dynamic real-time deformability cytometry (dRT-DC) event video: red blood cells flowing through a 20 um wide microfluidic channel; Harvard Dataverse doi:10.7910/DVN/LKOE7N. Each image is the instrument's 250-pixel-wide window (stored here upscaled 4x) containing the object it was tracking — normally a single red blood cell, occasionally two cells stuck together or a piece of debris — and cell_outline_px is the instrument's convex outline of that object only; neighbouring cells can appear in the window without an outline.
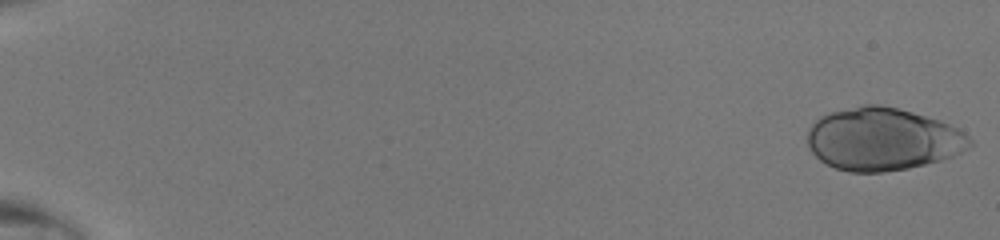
{"species": "human", "species_latin": "Homo sapiens", "temperature_condition": "room temperature", "stored_images_in_passage": 21, "camera_frame_rate_fps": 3000, "um_per_image_px": 0.085, "donor": {"sex": "male"}, "frame": {"image": 1, "passage_image": 1, "time_ms": 0.0, "image_size_px": [1000, 240], "cell_outline_px": [[972, 144], [968, 148], [952, 156], [940, 160], [908, 168], [884, 172], [848, 172], [836, 168], [820, 160], [812, 152], [808, 144], [808, 128], [820, 116], [828, 112], [860, 104], [880, 104], [912, 112], [940, 120], [964, 132], [972, 140]], "centroid_in_image_um": [75.0, 11.81], "position_along_channel_um": 10.0, "area_um2": 59.3}}
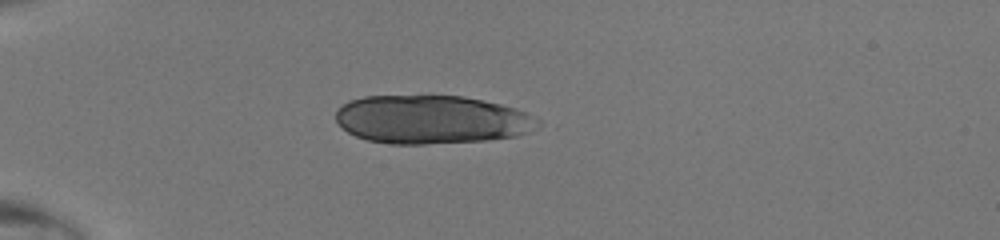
{"frame": {"image": 2, "passage_image": 15, "time_ms": 4.667, "image_size_px": [1000, 240], "cell_outline_px": [[540, 128], [516, 136], [488, 140], [424, 144], [388, 144], [368, 140], [356, 136], [348, 132], [336, 120], [336, 112], [348, 100], [364, 96], [464, 96], [484, 100], [516, 108], [536, 116], [540, 120]], "centroid_in_image_um": [36.74, 10.16], "position_along_channel_um": 48.3, "area_um2": 57.4}}